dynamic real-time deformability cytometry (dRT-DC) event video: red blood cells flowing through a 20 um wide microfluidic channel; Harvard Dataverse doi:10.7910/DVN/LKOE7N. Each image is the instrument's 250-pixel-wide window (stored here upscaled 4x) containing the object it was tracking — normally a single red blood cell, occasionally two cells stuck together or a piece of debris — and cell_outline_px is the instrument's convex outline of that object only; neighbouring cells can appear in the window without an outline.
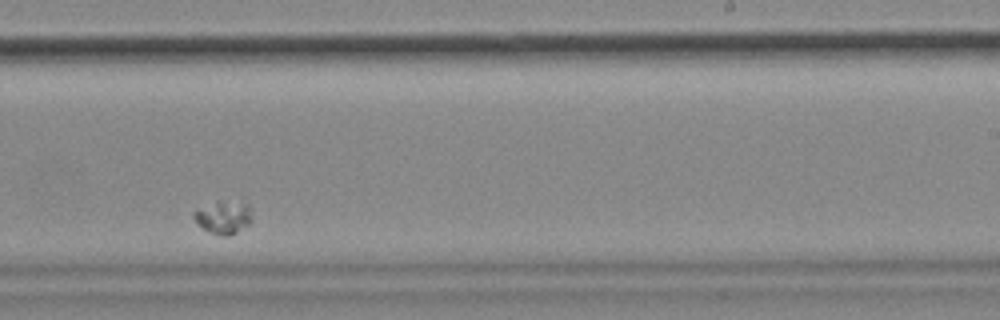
{"species": "common noctule bat (a hibernating species)", "species_latin": "Nyctalus noctula", "temperature_condition": "cold", "stored_images_in_passage": 35, "camera_frame_rate_fps": 3000, "um_per_image_px": 0.085, "animal": {"sex": "female", "body_mass_g": 18.4}, "frame": {"image": 1, "passage_image": 25, "time_ms": 8.0, "image_size_px": [1000, 320], "cell_outline_px": [[252, 208], [248, 224], [236, 232], [228, 236], [208, 232], [196, 224], [192, 216], [192, 212], [216, 200], [220, 200], [248, 204]], "centroid_in_image_um": [18.94, 18.45], "position_along_channel_um": 270.1, "area_um2": 11.16}}